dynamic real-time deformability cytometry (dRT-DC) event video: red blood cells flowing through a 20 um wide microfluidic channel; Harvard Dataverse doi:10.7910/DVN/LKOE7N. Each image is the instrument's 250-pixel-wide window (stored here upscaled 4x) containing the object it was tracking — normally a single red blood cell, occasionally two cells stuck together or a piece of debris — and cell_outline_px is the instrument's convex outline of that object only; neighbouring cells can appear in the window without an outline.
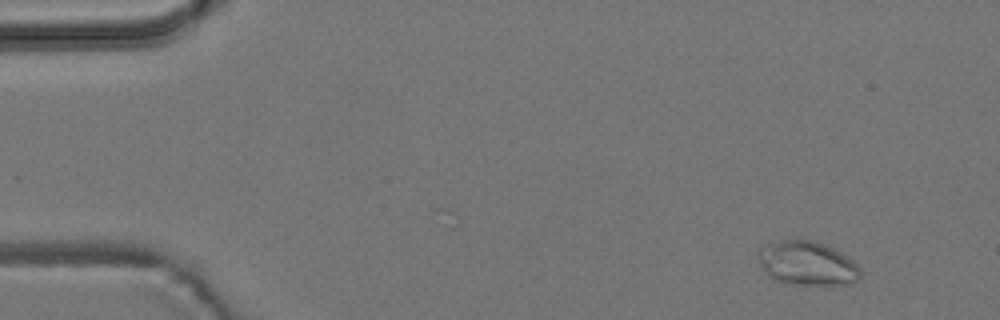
{"species": "common noctule bat (a hibernating species)", "species_latin": "Nyctalus noctula", "temperature_condition": "room temperature", "stored_images_in_passage": 4, "camera_frame_rate_fps": 3000, "um_per_image_px": 0.085, "animal": {"sex": "male", "body_mass_g": 19.2, "forearm_length_mm": 51.8}, "frame": {"image": 1, "passage_image": 1, "time_ms": 0.0, "image_size_px": [1000, 320], "cell_outline_px": [[860, 276], [856, 280], [848, 284], [788, 284], [776, 280], [760, 264], [756, 252], [760, 248], [780, 240], [812, 240], [824, 244], [840, 252], [852, 260], [860, 268]], "centroid_in_image_um": [68.61, 22.38], "position_along_channel_um": 16.4, "area_um2": 25.72}}
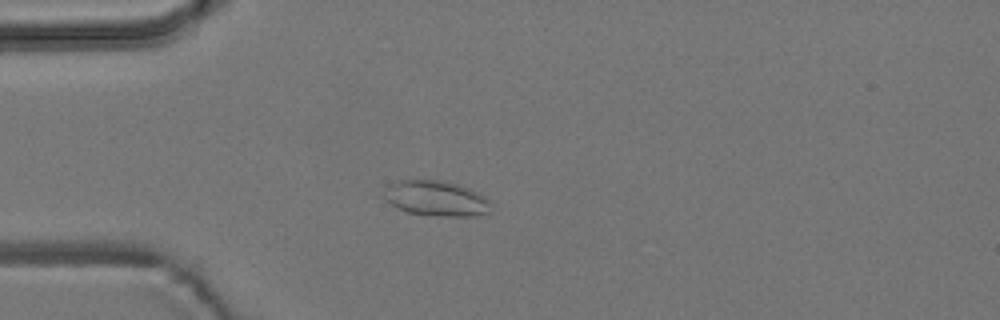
{"frame": {"image": 2, "passage_image": 4, "time_ms": 3.333, "image_size_px": [1000, 320], "cell_outline_px": [[488, 212], [472, 216], [440, 216], [408, 212], [396, 208], [376, 196], [388, 184], [396, 180], [444, 180], [468, 188], [476, 192], [488, 200]], "centroid_in_image_um": [36.88, 16.84], "position_along_channel_um": 48.1, "area_um2": 22.25}}